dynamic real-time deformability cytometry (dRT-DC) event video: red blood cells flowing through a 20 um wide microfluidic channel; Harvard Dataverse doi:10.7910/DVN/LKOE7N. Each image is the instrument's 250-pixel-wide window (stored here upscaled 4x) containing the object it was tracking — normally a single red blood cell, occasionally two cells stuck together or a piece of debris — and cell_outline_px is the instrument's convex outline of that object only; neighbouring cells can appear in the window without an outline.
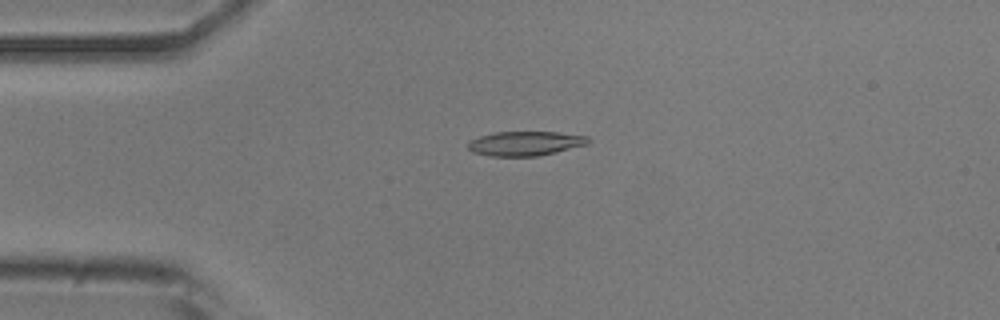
{"species": "common noctule bat (a hibernating species)", "species_latin": "Nyctalus noctula", "temperature_condition": "room temperature", "stored_images_in_passage": 5, "camera_frame_rate_fps": 3000, "um_per_image_px": 0.085, "animal": {"sex": "male", "body_mass_g": 20.5, "forearm_length_mm": 52.5}, "frame": {"image": 1, "passage_image": 5, "time_ms": 1.333, "image_size_px": [1000, 320], "cell_outline_px": [[592, 140], [588, 144], [556, 152], [536, 156], [488, 156], [472, 152], [468, 148], [468, 140], [492, 132], [556, 132], [588, 136]], "centroid_in_image_um": [44.63, 12.19], "position_along_channel_um": 40.4, "area_um2": 17.22}}